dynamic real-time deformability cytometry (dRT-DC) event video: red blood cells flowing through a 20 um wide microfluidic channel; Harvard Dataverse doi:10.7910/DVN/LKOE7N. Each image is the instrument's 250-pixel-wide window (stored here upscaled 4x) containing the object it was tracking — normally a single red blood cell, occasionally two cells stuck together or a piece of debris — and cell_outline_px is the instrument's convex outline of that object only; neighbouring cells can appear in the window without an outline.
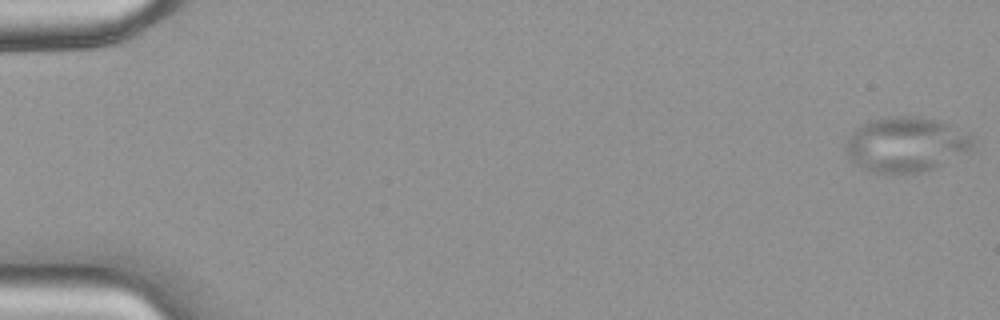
{"species": "common noctule bat (a hibernating species)", "species_latin": "Nyctalus noctula", "temperature_condition": "warm", "stored_images_in_passage": 49, "camera_frame_rate_fps": 3000, "um_per_image_px": 0.085, "animal": {"sex": "female", "body_mass_g": 18.4}, "frame": {"image": 1, "passage_image": 1, "time_ms": 0.0, "image_size_px": [1000, 320], "cell_outline_px": [[976, 140], [968, 148], [932, 168], [924, 172], [872, 172], [856, 164], [852, 160], [848, 152], [848, 140], [852, 132], [856, 128], [872, 120], [896, 116], [912, 116], [940, 120], [972, 132], [976, 136]], "centroid_in_image_um": [77.05, 12.23], "position_along_channel_um": 7.9, "area_um2": 39.71}}
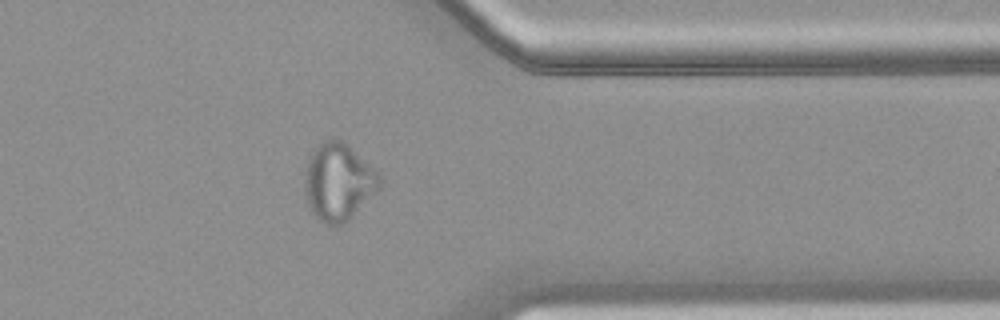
{"frame": {"image": 2, "passage_image": 40, "time_ms": 13.0, "image_size_px": [1000, 320], "cell_outline_px": [[380, 188], [348, 220], [340, 224], [328, 224], [320, 220], [312, 212], [308, 204], [304, 192], [304, 180], [308, 160], [312, 152], [324, 140], [340, 140], [348, 144], [376, 168], [380, 172]], "centroid_in_image_um": [28.78, 15.44], "position_along_channel_um": 382.6, "area_um2": 33.52}}
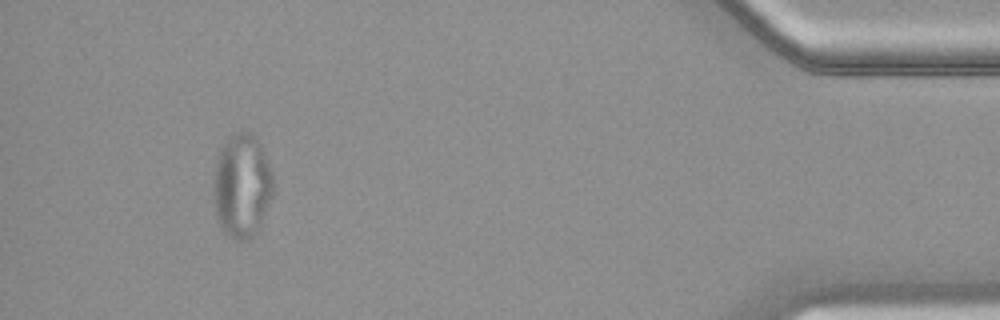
{"frame": {"image": 3, "passage_image": 46, "time_ms": 15.0, "image_size_px": [1000, 320], "cell_outline_px": [[272, 196], [260, 228], [248, 240], [236, 240], [228, 236], [224, 232], [216, 216], [216, 160], [220, 148], [236, 132], [248, 132], [256, 136], [260, 144], [272, 172]], "centroid_in_image_um": [20.6, 15.82], "position_along_channel_um": 414.6, "area_um2": 35.37}}